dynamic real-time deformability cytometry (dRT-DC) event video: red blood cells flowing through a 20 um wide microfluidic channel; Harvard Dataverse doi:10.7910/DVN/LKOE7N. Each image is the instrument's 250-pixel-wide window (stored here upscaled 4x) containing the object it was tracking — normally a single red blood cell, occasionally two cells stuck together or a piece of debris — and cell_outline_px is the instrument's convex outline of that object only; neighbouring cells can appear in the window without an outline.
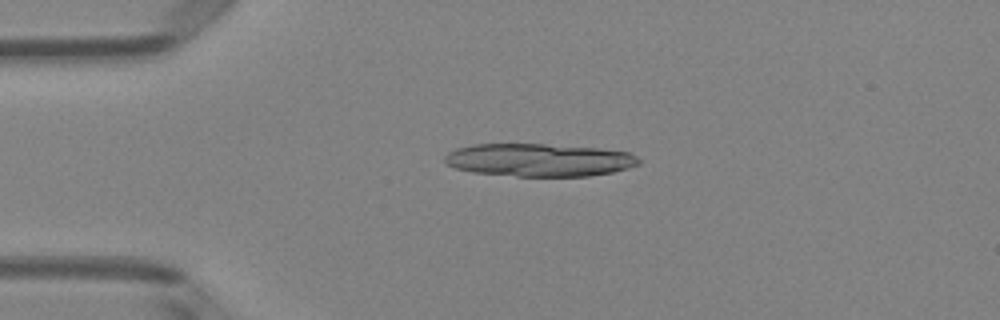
{"species": "Egyptian fruit bat (a non-hibernating species)", "species_latin": "Rousettus aegyptiacus", "temperature_condition": "room temperature", "stored_images_in_passage": 5, "camera_frame_rate_fps": 3000, "um_per_image_px": 0.085, "animal": {"sex": "female"}, "frame": {"image": 1, "passage_image": 4, "time_ms": 1.0, "image_size_px": [1000, 320], "cell_outline_px": [[640, 164], [628, 168], [612, 172], [588, 176], [516, 176], [472, 172], [456, 168], [448, 164], [444, 160], [444, 156], [448, 152], [456, 148], [472, 144], [544, 144], [600, 148], [628, 152], [636, 156], [640, 160]], "centroid_in_image_um": [45.82, 13.59], "position_along_channel_um": 39.2, "area_um2": 37.22}}